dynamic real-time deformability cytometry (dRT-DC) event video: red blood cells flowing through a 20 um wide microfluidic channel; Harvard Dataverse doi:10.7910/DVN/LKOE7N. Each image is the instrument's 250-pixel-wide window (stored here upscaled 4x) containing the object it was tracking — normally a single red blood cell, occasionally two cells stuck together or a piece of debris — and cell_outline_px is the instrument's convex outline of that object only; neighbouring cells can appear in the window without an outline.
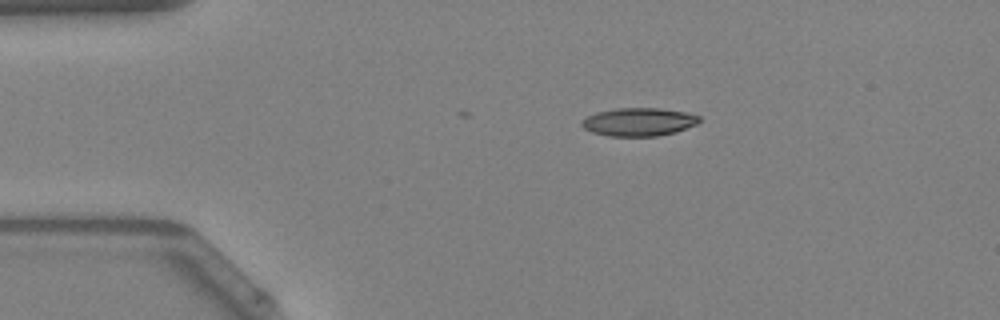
{"species": "Egyptian fruit bat (a non-hibernating species)", "species_latin": "Rousettus aegyptiacus", "temperature_condition": "warm", "stored_images_in_passage": 16, "camera_frame_rate_fps": 3000, "um_per_image_px": 0.085, "animal": {"sex": "female"}, "frame": {"image": 1, "passage_image": 10, "time_ms": 3.0, "image_size_px": [1000, 320], "cell_outline_px": [[700, 120], [696, 124], [676, 132], [656, 136], [608, 136], [592, 132], [584, 128], [580, 124], [580, 120], [596, 112], [616, 108], [660, 108], [684, 112], [700, 116]], "centroid_in_image_um": [54.26, 10.36], "position_along_channel_um": 30.7, "area_um2": 19.31}}
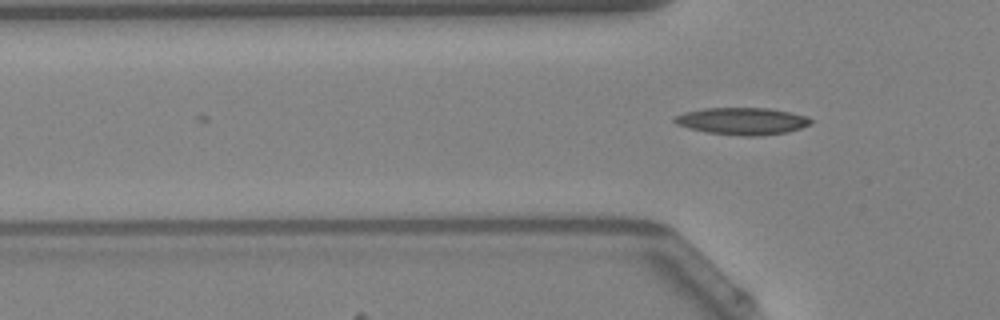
{"frame": {"image": 2, "passage_image": 16, "time_ms": 5.0, "image_size_px": [1000, 320], "cell_outline_px": [[812, 124], [788, 132], [760, 136], [744, 136], [708, 132], [676, 124], [672, 120], [676, 116], [684, 112], [704, 108], [768, 108], [808, 116], [812, 120]], "centroid_in_image_um": [63.13, 10.29], "position_along_channel_um": 62.7, "area_um2": 21.39}}